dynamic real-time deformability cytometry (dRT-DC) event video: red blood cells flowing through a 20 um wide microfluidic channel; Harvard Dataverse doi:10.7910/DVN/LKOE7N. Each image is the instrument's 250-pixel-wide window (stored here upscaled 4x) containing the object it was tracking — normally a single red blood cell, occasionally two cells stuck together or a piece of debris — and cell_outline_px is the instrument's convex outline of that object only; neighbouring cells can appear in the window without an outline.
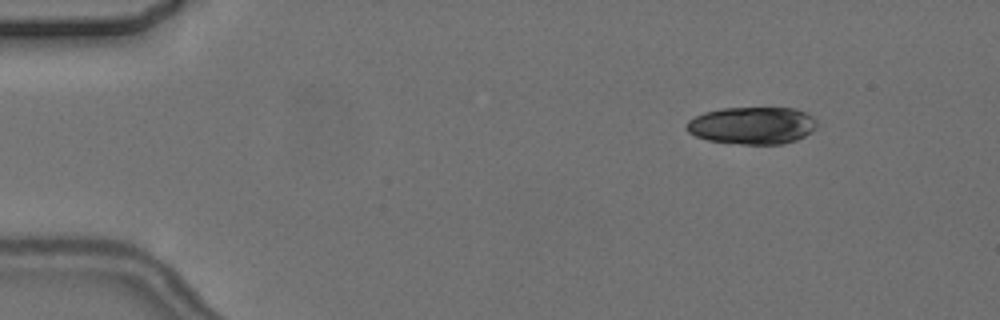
{"species": "common noctule bat (a hibernating species)", "species_latin": "Nyctalus noctula", "temperature_condition": "cold", "stored_images_in_passage": 4, "camera_frame_rate_fps": 3000, "um_per_image_px": 0.085, "animal": {"sex": "female", "body_mass_g": 24.6, "forearm_length_mm": 56.2}, "frame": {"image": 1, "passage_image": 1, "time_ms": 0.0, "image_size_px": [1000, 320], "cell_outline_px": [[816, 128], [812, 132], [796, 140], [784, 144], [740, 144], [708, 140], [696, 136], [688, 132], [684, 128], [688, 120], [704, 112], [720, 108], [796, 108], [808, 112], [816, 120]], "centroid_in_image_um": [63.95, 10.66], "position_along_channel_um": 21.1, "area_um2": 28.61}}